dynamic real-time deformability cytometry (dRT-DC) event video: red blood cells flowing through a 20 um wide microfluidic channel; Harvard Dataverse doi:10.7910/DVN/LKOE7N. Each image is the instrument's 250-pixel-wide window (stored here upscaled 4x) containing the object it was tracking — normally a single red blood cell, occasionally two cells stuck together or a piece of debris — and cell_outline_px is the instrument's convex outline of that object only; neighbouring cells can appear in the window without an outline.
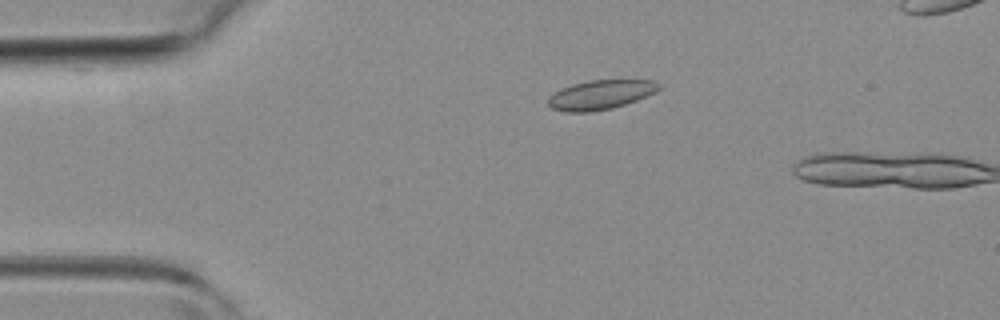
{"species": "common noctule bat (a hibernating species)", "species_latin": "Nyctalus noctula", "temperature_condition": "room temperature", "stored_images_in_passage": 2, "camera_frame_rate_fps": 3000, "um_per_image_px": 0.085, "animal": {"sex": "female", "body_mass_g": 19.3, "forearm_length_mm": 54.1}, "frame": {"image": 1, "passage_image": 1, "time_ms": 0.0, "image_size_px": [1000, 320], "cell_outline_px": [[660, 88], [656, 92], [636, 100], [612, 108], [588, 112], [564, 112], [552, 108], [548, 104], [548, 100], [560, 88], [572, 84], [588, 80], [652, 80], [660, 84]], "centroid_in_image_um": [51.05, 8.05], "position_along_channel_um": 34.0, "area_um2": 18.79}}